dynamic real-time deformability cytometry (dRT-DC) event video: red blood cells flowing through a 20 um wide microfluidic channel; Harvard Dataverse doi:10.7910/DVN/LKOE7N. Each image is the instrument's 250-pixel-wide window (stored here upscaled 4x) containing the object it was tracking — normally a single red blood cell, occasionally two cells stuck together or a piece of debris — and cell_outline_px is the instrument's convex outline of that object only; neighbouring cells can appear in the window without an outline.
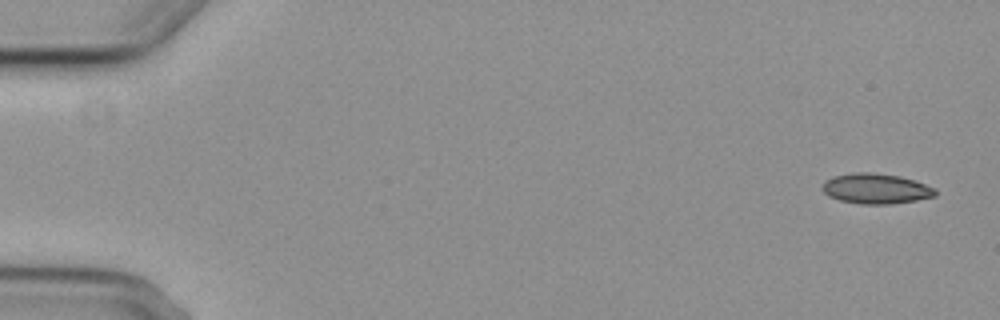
{"species": "common noctule bat (a hibernating species)", "species_latin": "Nyctalus noctula", "temperature_condition": "cold", "stored_images_in_passage": 4, "camera_frame_rate_fps": 3000, "um_per_image_px": 0.085, "animal": {"sex": "female", "body_mass_g": 29.2, "forearm_length_mm": 56.3}, "frame": {"image": 1, "passage_image": 1, "time_ms": 0.0, "image_size_px": [1000, 320], "cell_outline_px": [[936, 196], [916, 200], [888, 204], [860, 204], [840, 200], [828, 196], [820, 188], [832, 176], [856, 172], [872, 172], [900, 176], [924, 184], [932, 188], [936, 192]], "centroid_in_image_um": [74.42, 16.03], "position_along_channel_um": 10.6, "area_um2": 19.71}}